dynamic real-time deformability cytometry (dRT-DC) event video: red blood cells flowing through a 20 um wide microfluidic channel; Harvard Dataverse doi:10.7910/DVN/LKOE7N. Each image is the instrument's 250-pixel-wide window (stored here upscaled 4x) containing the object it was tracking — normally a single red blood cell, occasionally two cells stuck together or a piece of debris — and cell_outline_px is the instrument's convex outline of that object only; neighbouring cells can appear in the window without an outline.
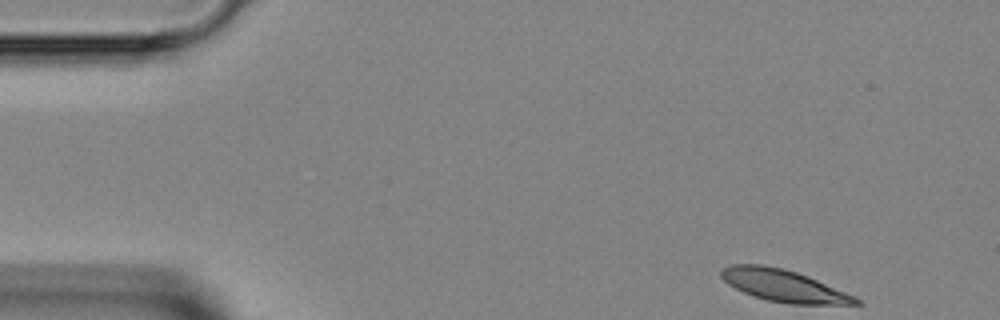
{"species": "Egyptian fruit bat (a non-hibernating species)", "species_latin": "Rousettus aegyptiacus", "temperature_condition": "room temperature", "stored_images_in_passage": 44, "camera_frame_rate_fps": 3000, "um_per_image_px": 0.085, "animal": {"sex": "female"}, "frame": {"image": 1, "passage_image": 1, "time_ms": 0.0, "image_size_px": [1000, 320], "cell_outline_px": [[864, 304], [788, 304], [768, 300], [744, 292], [728, 284], [720, 276], [720, 272], [724, 268], [732, 264], [760, 264], [784, 268], [808, 276], [856, 296]], "centroid_in_image_um": [66.64, 24.28], "position_along_channel_um": 18.4, "area_um2": 24.97}}
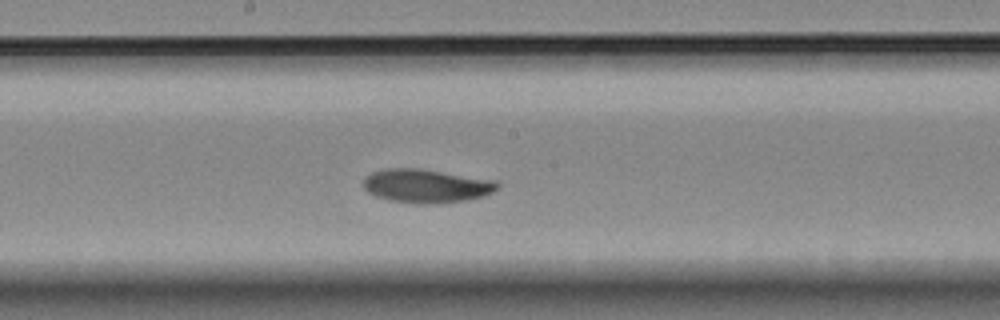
{"frame": {"image": 2, "passage_image": 21, "time_ms": 6.667, "image_size_px": [1000, 320], "cell_outline_px": [[500, 188], [484, 196], [468, 200], [440, 204], [420, 204], [388, 200], [376, 196], [368, 192], [364, 188], [364, 176], [372, 172], [384, 168], [420, 168], [496, 180], [500, 184]], "centroid_in_image_um": [36.26, 15.8], "position_along_channel_um": 211.9, "area_um2": 26.7}}
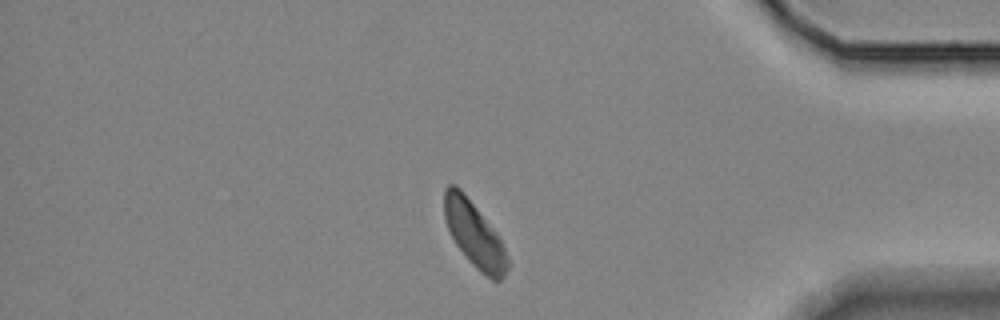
{"frame": {"image": 3, "passage_image": 36, "time_ms": 11.667, "image_size_px": [1000, 320], "cell_outline_px": [[512, 264], [504, 276], [500, 280], [492, 280], [480, 272], [468, 260], [456, 244], [448, 228], [444, 216], [444, 188], [448, 184], [456, 184], [464, 192], [496, 232]], "centroid_in_image_um": [40.34, 19.93], "position_along_channel_um": 394.9, "area_um2": 24.16}}